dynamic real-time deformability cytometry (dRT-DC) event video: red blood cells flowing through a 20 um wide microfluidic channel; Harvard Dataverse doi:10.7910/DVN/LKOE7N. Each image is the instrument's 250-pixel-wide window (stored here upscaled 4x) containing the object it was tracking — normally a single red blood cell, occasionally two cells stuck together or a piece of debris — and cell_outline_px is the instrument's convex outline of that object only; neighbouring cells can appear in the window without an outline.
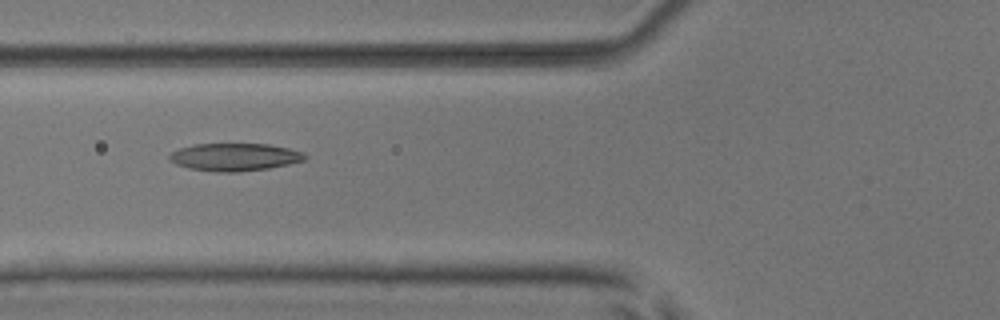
{"species": "common noctule bat (a hibernating species)", "species_latin": "Nyctalus noctula", "temperature_condition": "room temperature", "stored_images_in_passage": 6, "camera_frame_rate_fps": 3000, "um_per_image_px": 0.085, "animal": {"sex": "male", "body_mass_g": 17.9, "forearm_length_mm": 54.2}, "frame": {"image": 1, "passage_image": 3, "time_ms": 0.667, "image_size_px": [1000, 320], "cell_outline_px": [[308, 156], [304, 160], [288, 164], [268, 168], [240, 172], [220, 172], [188, 168], [176, 164], [168, 160], [168, 156], [172, 152], [180, 148], [196, 144], [268, 144], [288, 148], [304, 152]], "centroid_in_image_um": [19.95, 13.35], "position_along_channel_um": 105.9, "area_um2": 21.79}}
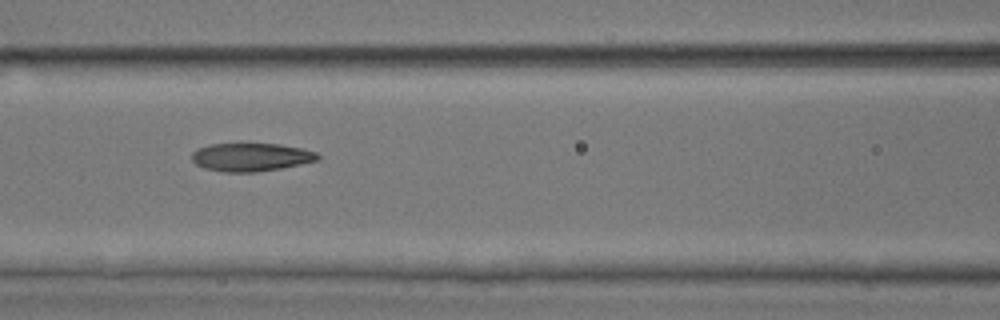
{"frame": {"image": 2, "passage_image": 4, "time_ms": 1.0, "image_size_px": [1000, 320], "cell_outline_px": [[320, 160], [280, 168], [256, 172], [224, 172], [204, 168], [196, 164], [192, 160], [192, 152], [196, 148], [208, 144], [280, 144], [300, 148], [316, 152], [320, 156]], "centroid_in_image_um": [21.31, 13.35], "position_along_channel_um": 145.3, "area_um2": 20.69}}
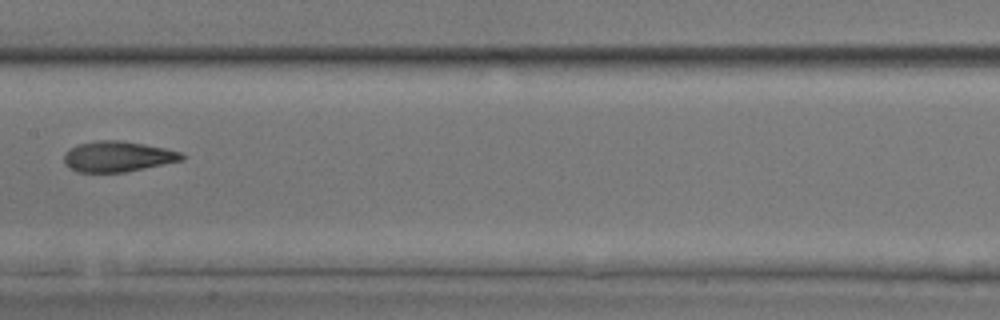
{"frame": {"image": 3, "passage_image": 5, "time_ms": 1.333, "image_size_px": [1000, 320], "cell_outline_px": [[184, 160], [124, 172], [76, 172], [68, 168], [64, 164], [64, 152], [80, 144], [100, 140], [120, 140], [144, 144], [164, 148], [180, 152], [184, 156]], "centroid_in_image_um": [9.98, 13.31], "position_along_channel_um": 197.4, "area_um2": 20.87}}